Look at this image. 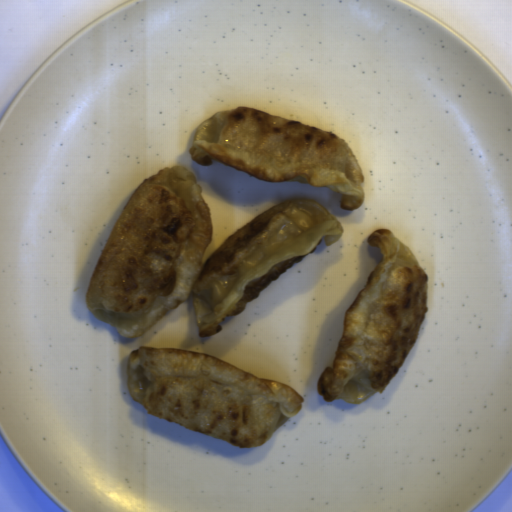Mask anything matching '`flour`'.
Wrapping results in <instances>:
<instances>
[{
	"instance_id": "1",
	"label": "flour",
	"mask_w": 512,
	"mask_h": 512,
	"mask_svg": "<svg viewBox=\"0 0 512 512\" xmlns=\"http://www.w3.org/2000/svg\"><path fill=\"white\" fill-rule=\"evenodd\" d=\"M202 191L191 170L175 165L140 183L121 213L85 300L122 337H139L189 297L199 337L217 334L225 318L344 233L318 202L292 197L242 226L202 263L213 238Z\"/></svg>"
},
{
	"instance_id": "2",
	"label": "flour",
	"mask_w": 512,
	"mask_h": 512,
	"mask_svg": "<svg viewBox=\"0 0 512 512\" xmlns=\"http://www.w3.org/2000/svg\"><path fill=\"white\" fill-rule=\"evenodd\" d=\"M126 384L148 414L248 449L264 445L304 405L300 394L279 381L184 349L132 350Z\"/></svg>"
},
{
	"instance_id": "3",
	"label": "flour",
	"mask_w": 512,
	"mask_h": 512,
	"mask_svg": "<svg viewBox=\"0 0 512 512\" xmlns=\"http://www.w3.org/2000/svg\"><path fill=\"white\" fill-rule=\"evenodd\" d=\"M382 260L344 312L332 366L318 376L327 402L362 404L382 392L415 345L429 311V278L416 256L389 229L366 239Z\"/></svg>"
},
{
	"instance_id": "4",
	"label": "flour",
	"mask_w": 512,
	"mask_h": 512,
	"mask_svg": "<svg viewBox=\"0 0 512 512\" xmlns=\"http://www.w3.org/2000/svg\"><path fill=\"white\" fill-rule=\"evenodd\" d=\"M189 154L200 166L217 161L267 182L328 188L340 194L341 210L355 211L365 198V175L344 139L256 108L235 107L200 122Z\"/></svg>"
}]
</instances>
